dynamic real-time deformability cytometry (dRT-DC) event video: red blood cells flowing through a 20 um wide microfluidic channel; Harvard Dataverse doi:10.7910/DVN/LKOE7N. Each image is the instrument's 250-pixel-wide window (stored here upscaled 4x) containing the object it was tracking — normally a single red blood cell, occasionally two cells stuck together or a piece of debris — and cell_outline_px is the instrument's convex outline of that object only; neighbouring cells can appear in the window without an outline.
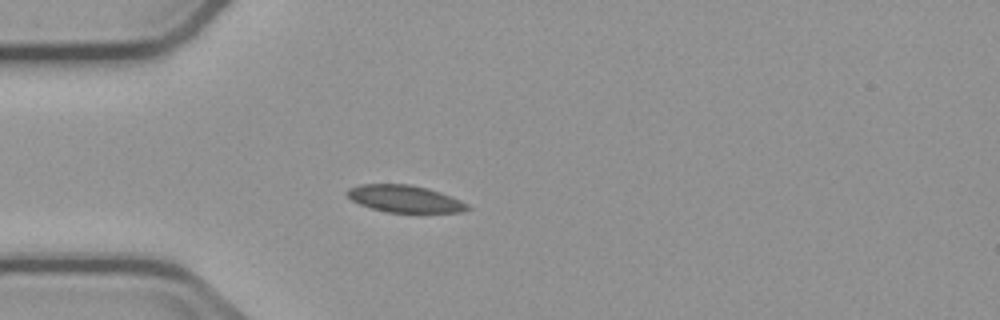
{"species": "common noctule bat (a hibernating species)", "species_latin": "Nyctalus noctula", "temperature_condition": "cold", "stored_images_in_passage": 6, "camera_frame_rate_fps": 3000, "um_per_image_px": 0.085, "animal": {"sex": "male", "body_mass_g": 23.1, "forearm_length_mm": 52.7}, "frame": {"image": 1, "passage_image": 5, "time_ms": 4.667, "image_size_px": [1000, 320], "cell_outline_px": [[472, 208], [460, 212], [388, 212], [372, 208], [360, 204], [352, 200], [344, 192], [348, 188], [360, 184], [408, 184], [428, 188], [452, 196], [468, 204]], "centroid_in_image_um": [34.4, 16.89], "position_along_channel_um": 50.6, "area_um2": 18.96}}